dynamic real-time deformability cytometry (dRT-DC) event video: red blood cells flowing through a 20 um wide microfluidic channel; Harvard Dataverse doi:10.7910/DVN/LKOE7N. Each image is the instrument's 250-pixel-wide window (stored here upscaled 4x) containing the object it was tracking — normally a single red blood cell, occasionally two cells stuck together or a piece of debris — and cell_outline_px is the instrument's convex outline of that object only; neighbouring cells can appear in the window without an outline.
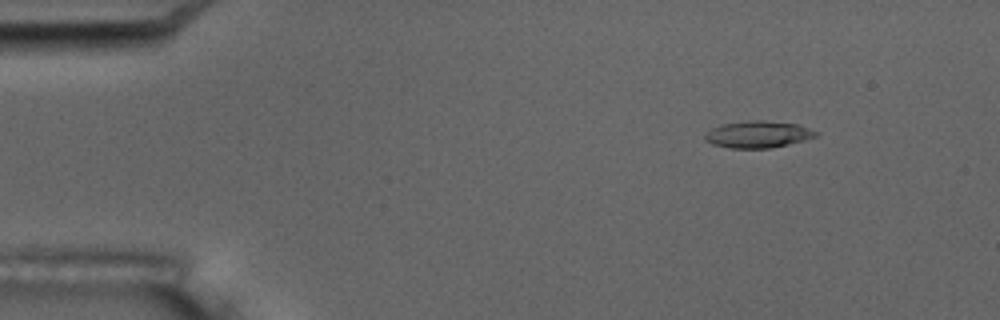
{"species": "common noctule bat (a hibernating species)", "species_latin": "Nyctalus noctula", "temperature_condition": "room temperature", "stored_images_in_passage": 3, "camera_frame_rate_fps": 3000, "um_per_image_px": 0.085, "animal": {"sex": "male", "body_mass_g": 17.5, "forearm_length_mm": 52.3}, "frame": {"image": 1, "passage_image": 1, "time_ms": 0.0, "image_size_px": [1000, 320], "cell_outline_px": [[820, 132], [816, 136], [804, 140], [772, 148], [732, 148], [712, 144], [704, 140], [704, 136], [712, 128], [720, 124], [748, 120], [764, 120], [796, 124]], "centroid_in_image_um": [64.41, 11.41], "position_along_channel_um": 20.6, "area_um2": 17.34}}